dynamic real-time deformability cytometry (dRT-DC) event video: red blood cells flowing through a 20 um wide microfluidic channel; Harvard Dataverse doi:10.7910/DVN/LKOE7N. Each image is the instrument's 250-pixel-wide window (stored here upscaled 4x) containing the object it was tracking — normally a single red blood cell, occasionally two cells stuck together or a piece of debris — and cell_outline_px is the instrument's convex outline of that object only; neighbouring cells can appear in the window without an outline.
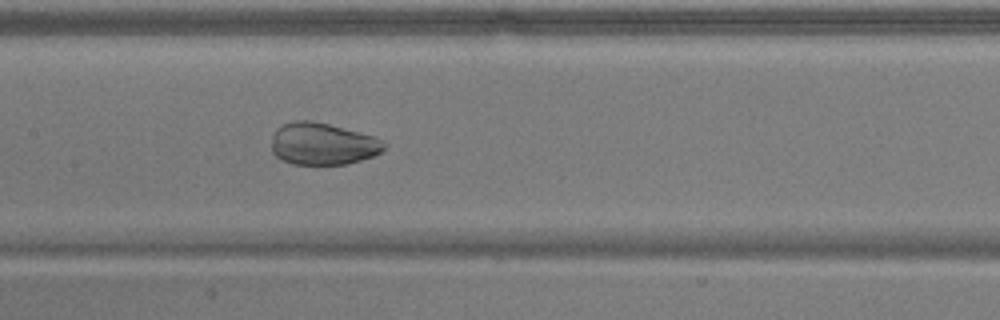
{"species": "common noctule bat (a hibernating species)", "species_latin": "Nyctalus noctula", "temperature_condition": "warm", "stored_images_in_passage": 45, "camera_frame_rate_fps": 3000, "um_per_image_px": 0.085, "animal": {"sex": "male", "body_mass_g": 17.9}, "frame": {"image": 1, "passage_image": 26, "time_ms": 8.333, "image_size_px": [1000, 320], "cell_outline_px": [[388, 144], [380, 152], [372, 156], [348, 164], [292, 164], [276, 156], [272, 152], [272, 136], [276, 128], [284, 124], [296, 120], [312, 120], [376, 136], [384, 140]], "centroid_in_image_um": [27.45, 12.22], "position_along_channel_um": 180.0, "area_um2": 27.69}}
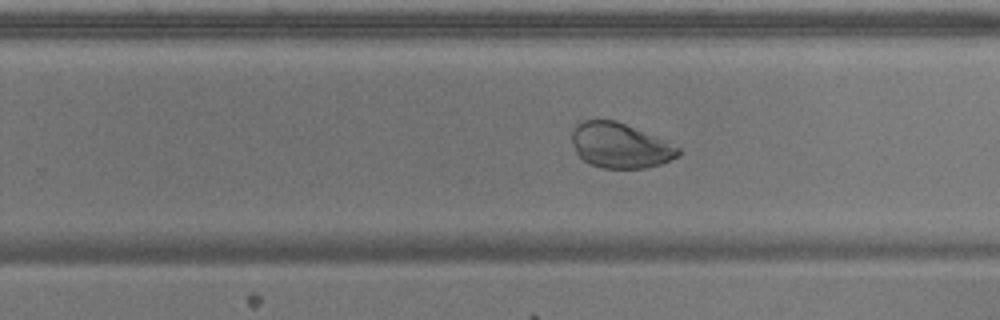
{"frame": {"image": 2, "passage_image": 34, "time_ms": 11.0, "image_size_px": [1000, 320], "cell_outline_px": [[680, 156], [660, 164], [644, 168], [604, 168], [588, 164], [576, 152], [572, 140], [572, 128], [576, 124], [584, 120], [616, 120], [664, 140], [680, 148]], "centroid_in_image_um": [52.69, 12.37], "position_along_channel_um": 277.1, "area_um2": 27.8}}
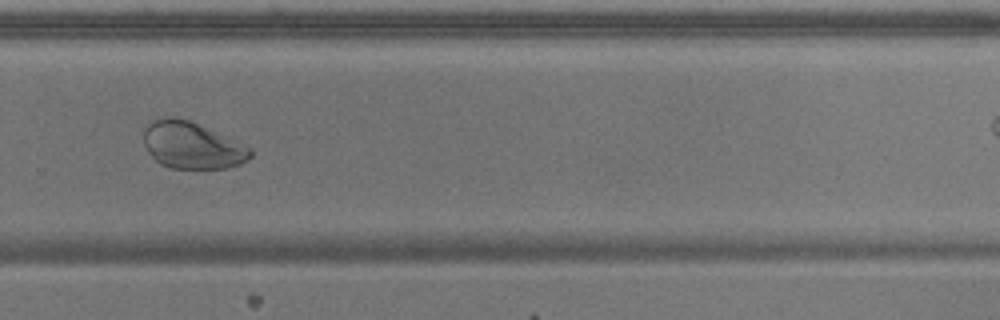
{"frame": {"image": 3, "passage_image": 37, "time_ms": 12.0, "image_size_px": [1000, 320], "cell_outline_px": [[252, 156], [248, 160], [240, 164], [228, 168], [172, 168], [160, 164], [148, 152], [144, 144], [144, 128], [152, 120], [164, 116], [172, 116], [188, 120], [248, 148], [252, 152]], "centroid_in_image_um": [16.24, 12.36], "position_along_channel_um": 313.6, "area_um2": 28.5}}